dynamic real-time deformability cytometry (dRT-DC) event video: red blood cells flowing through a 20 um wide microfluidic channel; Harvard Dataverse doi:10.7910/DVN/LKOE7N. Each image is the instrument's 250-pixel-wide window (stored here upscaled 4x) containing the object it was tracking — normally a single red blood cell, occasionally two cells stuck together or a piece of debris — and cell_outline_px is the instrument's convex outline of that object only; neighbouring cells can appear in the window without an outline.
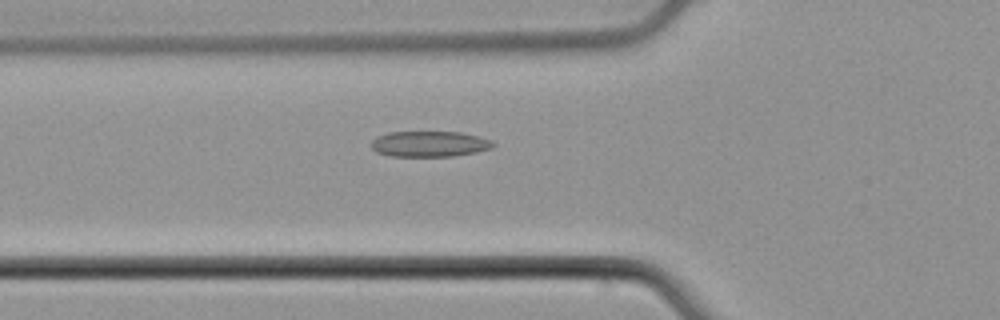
{"species": "common noctule bat (a hibernating species)", "species_latin": "Nyctalus noctula", "temperature_condition": "cold", "stored_images_in_passage": 42, "camera_frame_rate_fps": 3000, "um_per_image_px": 0.085, "animal": {"sex": "male", "body_mass_g": 21.5, "forearm_length_mm": 52.0}, "frame": {"image": 1, "passage_image": 8, "time_ms": 2.333, "image_size_px": [1000, 320], "cell_outline_px": [[496, 144], [492, 148], [476, 152], [452, 156], [388, 156], [376, 152], [372, 148], [372, 140], [376, 136], [388, 132], [460, 132], [492, 140]], "centroid_in_image_um": [36.49, 12.23], "position_along_channel_um": 89.3, "area_um2": 18.26}}
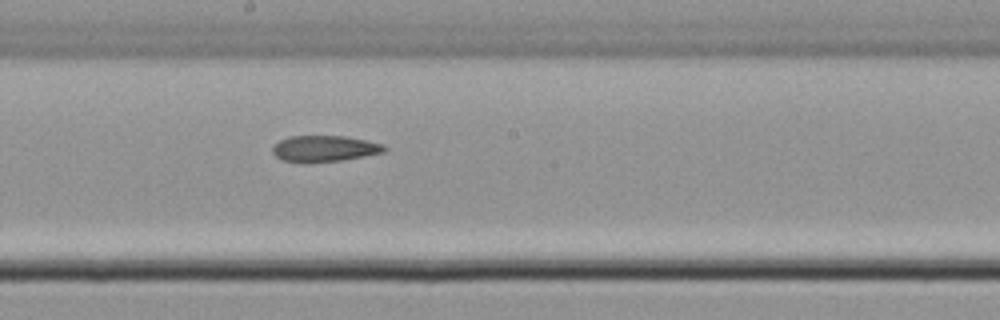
{"frame": {"image": 2, "passage_image": 18, "time_ms": 5.667, "image_size_px": [1000, 320], "cell_outline_px": [[388, 148], [384, 152], [344, 160], [280, 160], [272, 152], [272, 148], [280, 140], [288, 136], [348, 136], [384, 144]], "centroid_in_image_um": [27.64, 12.59], "position_along_channel_um": 220.6, "area_um2": 16.53}}
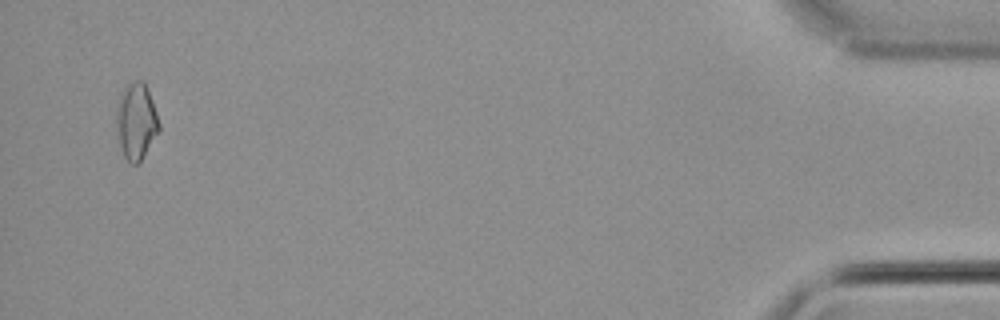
{"frame": {"image": 3, "passage_image": 40, "time_ms": 13.0, "image_size_px": [1000, 320], "cell_outline_px": [[160, 132], [140, 160], [136, 164], [128, 164], [124, 156], [120, 144], [116, 124], [116, 112], [120, 96], [128, 84], [136, 80], [144, 80], [152, 100], [160, 124]], "centroid_in_image_um": [11.6, 10.32], "position_along_channel_um": 423.6, "area_um2": 18.84}}